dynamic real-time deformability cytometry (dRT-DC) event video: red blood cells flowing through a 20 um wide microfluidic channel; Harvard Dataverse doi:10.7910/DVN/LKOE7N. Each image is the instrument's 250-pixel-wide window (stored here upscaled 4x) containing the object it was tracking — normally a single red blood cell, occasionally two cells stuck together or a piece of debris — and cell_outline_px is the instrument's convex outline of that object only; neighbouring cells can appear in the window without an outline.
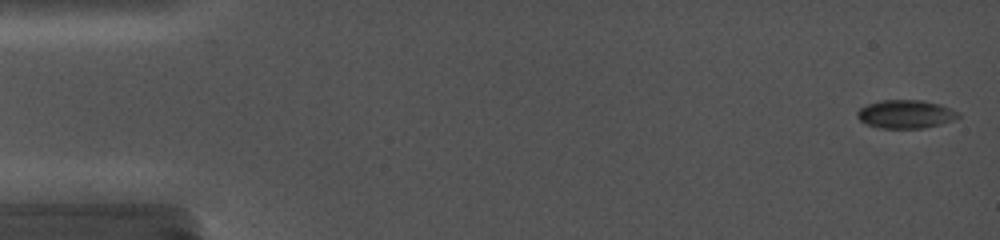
{"species": "common noctule bat (a hibernating species)", "species_latin": "Nyctalus noctula", "temperature_condition": "cold", "stored_images_in_passage": 70, "camera_frame_rate_fps": 5000, "um_per_image_px": 0.085, "animal": {"sex": "female", "body_mass_g": 19.0, "forearm_length_mm": 56.7}, "frame": {"image": 1, "passage_image": 2, "time_ms": 0.2, "image_size_px": [1000, 240], "cell_outline_px": [[960, 116], [952, 120], [940, 124], [920, 128], [880, 128], [868, 124], [860, 120], [856, 116], [856, 112], [860, 108], [868, 104], [880, 100], [920, 100], [940, 104], [960, 112]], "centroid_in_image_um": [76.97, 9.69], "position_along_channel_um": 8.0, "area_um2": 16.59}}
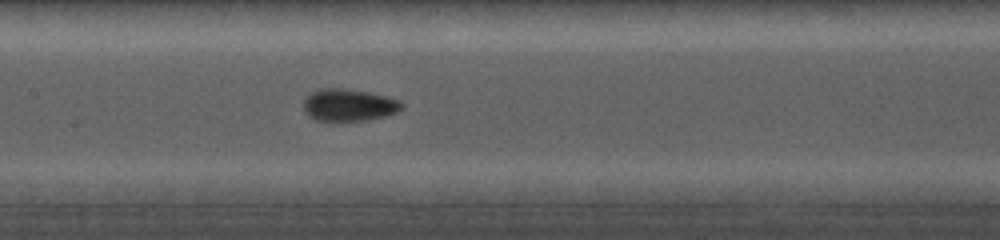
{"frame": {"image": 2, "passage_image": 38, "time_ms": 8.4, "image_size_px": [1000, 240], "cell_outline_px": [[404, 108], [396, 112], [384, 116], [364, 120], [316, 120], [308, 116], [304, 108], [304, 100], [312, 92], [320, 88], [340, 88], [368, 92], [400, 100], [404, 104]], "centroid_in_image_um": [29.66, 8.92], "position_along_channel_um": 177.7, "area_um2": 18.15}}
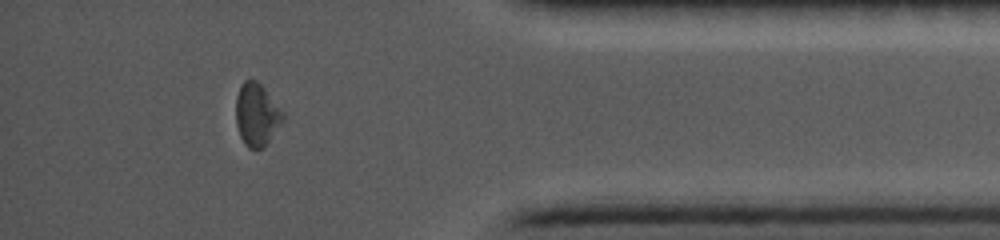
{"frame": {"image": 3, "passage_image": 64, "time_ms": 15.0, "image_size_px": [1000, 240], "cell_outline_px": [[284, 116], [268, 140], [260, 148], [248, 148], [244, 144], [240, 136], [236, 124], [236, 96], [240, 84], [244, 80], [256, 80], [264, 88], [284, 112]], "centroid_in_image_um": [21.77, 9.7], "position_along_channel_um": 413.4, "area_um2": 16.76}}